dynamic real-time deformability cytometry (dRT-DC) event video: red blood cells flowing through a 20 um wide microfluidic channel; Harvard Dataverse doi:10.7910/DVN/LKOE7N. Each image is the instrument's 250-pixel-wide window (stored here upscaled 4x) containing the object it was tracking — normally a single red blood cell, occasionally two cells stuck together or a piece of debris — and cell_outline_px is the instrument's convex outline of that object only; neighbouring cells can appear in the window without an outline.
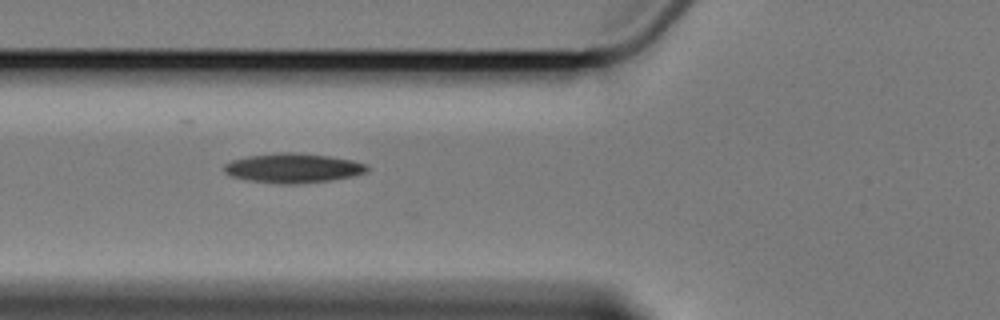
{"species": "Egyptian fruit bat (a non-hibernating species)", "species_latin": "Rousettus aegyptiacus", "temperature_condition": "cold", "stored_images_in_passage": 9, "camera_frame_rate_fps": 3000, "um_per_image_px": 0.085, "animal": {"sex": "female"}, "frame": {"image": 1, "passage_image": 8, "time_ms": 8.333, "image_size_px": [1000, 320], "cell_outline_px": [[368, 172], [352, 176], [332, 180], [296, 184], [276, 184], [248, 180], [232, 176], [224, 172], [224, 164], [232, 160], [248, 156], [280, 152], [292, 152], [328, 156], [352, 160], [364, 164], [368, 168]], "centroid_in_image_um": [24.89, 14.29], "position_along_channel_um": 100.9, "area_um2": 24.51}}
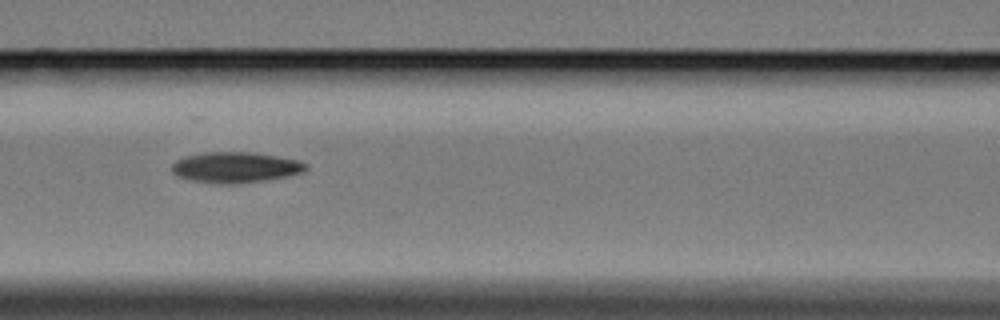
{"frame": {"image": 2, "passage_image": 9, "time_ms": 9.667, "image_size_px": [1000, 320], "cell_outline_px": [[308, 168], [304, 172], [288, 176], [264, 180], [232, 184], [220, 184], [188, 180], [176, 176], [172, 172], [172, 164], [176, 160], [188, 156], [208, 152], [252, 152], [276, 156], [296, 160], [308, 164]], "centroid_in_image_um": [20.01, 14.23], "position_along_channel_um": 146.6, "area_um2": 23.93}}